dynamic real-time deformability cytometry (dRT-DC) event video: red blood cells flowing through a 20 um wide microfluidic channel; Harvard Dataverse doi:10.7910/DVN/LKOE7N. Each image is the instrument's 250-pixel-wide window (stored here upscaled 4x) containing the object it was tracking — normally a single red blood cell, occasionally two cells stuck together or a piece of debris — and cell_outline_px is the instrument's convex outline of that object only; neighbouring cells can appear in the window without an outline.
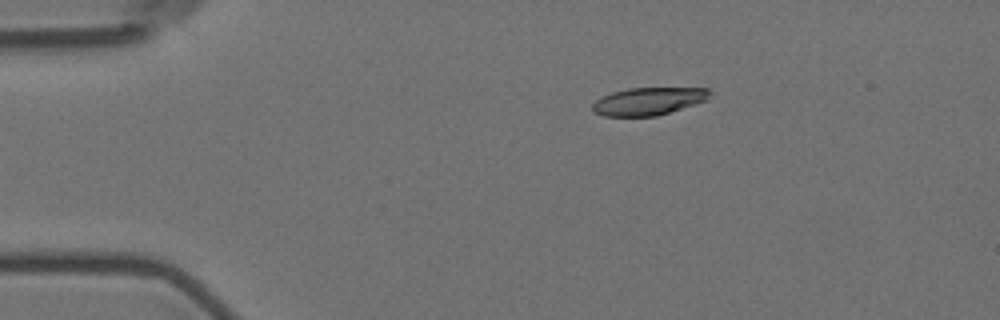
{"species": "Egyptian fruit bat (a non-hibernating species)", "species_latin": "Rousettus aegyptiacus", "temperature_condition": "room temperature", "stored_images_in_passage": 3, "camera_frame_rate_fps": 3000, "um_per_image_px": 0.085, "animal": {"sex": "female"}, "frame": {"image": 1, "passage_image": 3, "time_ms": 2.0, "image_size_px": [1000, 320], "cell_outline_px": [[712, 92], [708, 100], [656, 116], [604, 116], [596, 112], [592, 108], [592, 104], [600, 96], [612, 92], [628, 88], [708, 88]], "centroid_in_image_um": [55.13, 8.59], "position_along_channel_um": 29.9, "area_um2": 18.9}}